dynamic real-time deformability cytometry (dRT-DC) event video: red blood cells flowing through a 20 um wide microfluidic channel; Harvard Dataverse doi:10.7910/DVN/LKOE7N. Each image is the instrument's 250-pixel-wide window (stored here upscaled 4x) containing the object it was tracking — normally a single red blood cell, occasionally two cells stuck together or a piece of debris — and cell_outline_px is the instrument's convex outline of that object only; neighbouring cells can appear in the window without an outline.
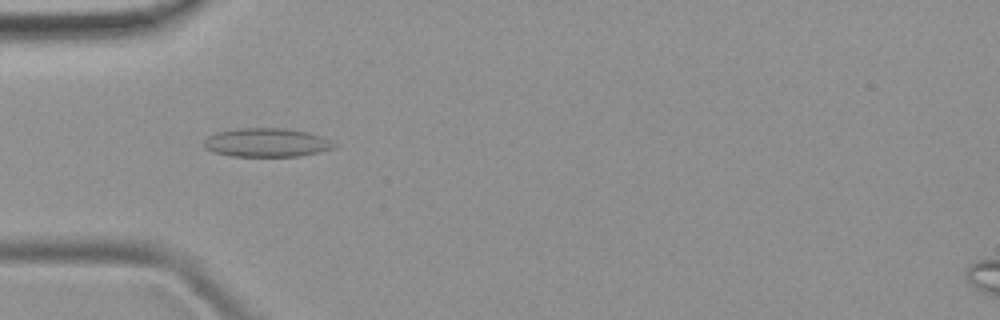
{"species": "common noctule bat (a hibernating species)", "species_latin": "Nyctalus noctula", "temperature_condition": "room temperature", "stored_images_in_passage": 40, "camera_frame_rate_fps": 3000, "um_per_image_px": 0.085, "animal": {"sex": "female", "body_mass_g": 19.9}, "frame": {"image": 1, "passage_image": 7, "time_ms": 2.0, "image_size_px": [1000, 320], "cell_outline_px": [[336, 144], [332, 148], [300, 156], [232, 156], [212, 152], [204, 148], [204, 140], [208, 136], [216, 132], [240, 128], [284, 128], [308, 132], [320, 136]], "centroid_in_image_um": [22.6, 12.11], "position_along_channel_um": 62.4, "area_um2": 21.62}}
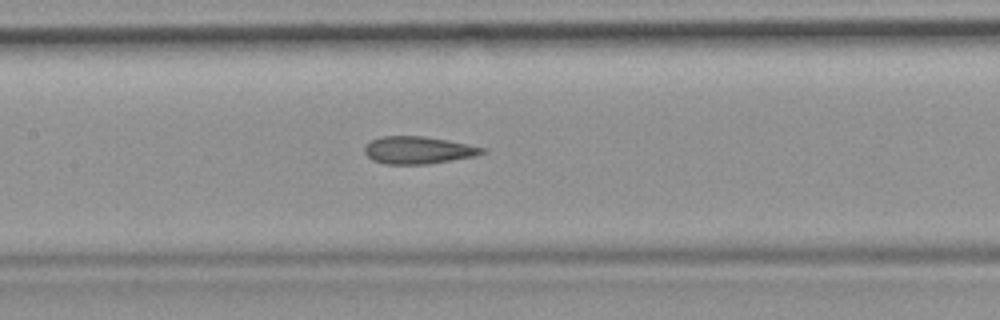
{"frame": {"image": 2, "passage_image": 15, "time_ms": 4.667, "image_size_px": [1000, 320], "cell_outline_px": [[488, 152], [476, 156], [428, 164], [384, 164], [372, 160], [364, 152], [364, 148], [372, 140], [380, 136], [424, 136], [468, 144], [488, 148]], "centroid_in_image_um": [35.59, 12.76], "position_along_channel_um": 171.8, "area_um2": 18.9}}
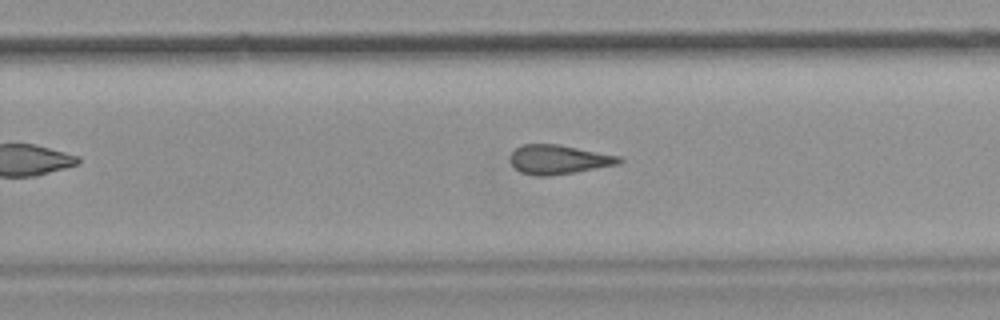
{"frame": {"image": 3, "passage_image": 23, "time_ms": 7.333, "image_size_px": [1000, 320], "cell_outline_px": [[624, 160], [620, 164], [576, 172], [548, 176], [536, 176], [520, 172], [508, 160], [508, 156], [520, 144], [560, 144], [620, 156]], "centroid_in_image_um": [47.47, 13.55], "position_along_channel_um": 282.3, "area_um2": 18.84}}